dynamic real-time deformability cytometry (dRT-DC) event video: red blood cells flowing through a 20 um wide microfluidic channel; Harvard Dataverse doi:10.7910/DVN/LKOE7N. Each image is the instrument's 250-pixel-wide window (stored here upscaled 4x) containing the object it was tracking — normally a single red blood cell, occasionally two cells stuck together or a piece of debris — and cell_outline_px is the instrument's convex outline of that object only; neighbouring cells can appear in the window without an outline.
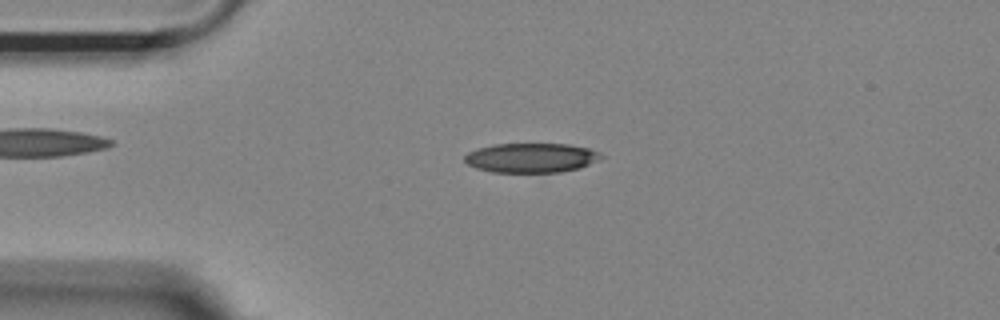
{"species": "Egyptian fruit bat (a non-hibernating species)", "species_latin": "Rousettus aegyptiacus", "temperature_condition": "room temperature", "stored_images_in_passage": 54, "camera_frame_rate_fps": 3000, "um_per_image_px": 0.085, "animal": {"sex": "female"}, "frame": {"image": 1, "passage_image": 13, "time_ms": 4.0, "image_size_px": [1000, 320], "cell_outline_px": [[604, 156], [580, 168], [560, 172], [492, 172], [476, 168], [468, 164], [464, 160], [464, 156], [468, 152], [476, 148], [492, 144], [568, 144], [588, 148], [600, 152]], "centroid_in_image_um": [45.12, 13.41], "position_along_channel_um": 39.9, "area_um2": 23.47}}
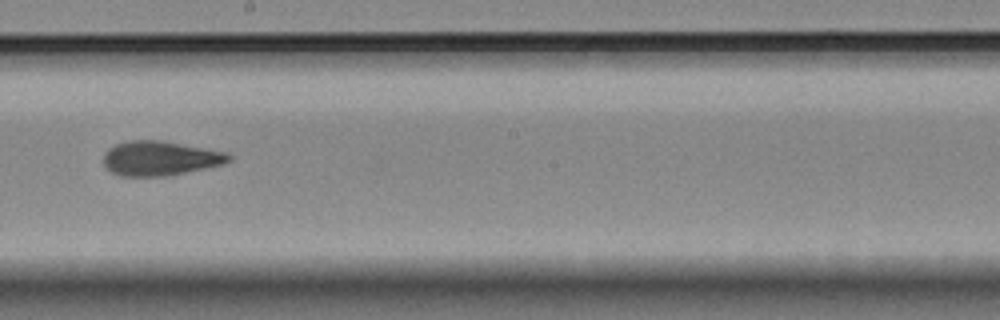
{"frame": {"image": 2, "passage_image": 31, "time_ms": 10.0, "image_size_px": [1000, 320], "cell_outline_px": [[232, 160], [224, 164], [168, 176], [120, 176], [104, 168], [104, 156], [108, 148], [116, 144], [128, 140], [160, 140], [228, 152], [232, 156]], "centroid_in_image_um": [13.62, 13.46], "position_along_channel_um": 234.6, "area_um2": 25.37}}
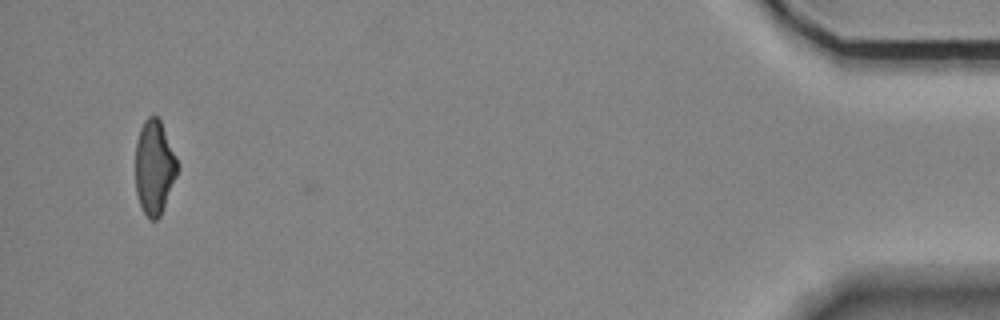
{"frame": {"image": 3, "passage_image": 53, "time_ms": 17.333, "image_size_px": [1000, 320], "cell_outline_px": [[180, 164], [176, 176], [160, 216], [156, 220], [148, 220], [140, 204], [136, 192], [136, 140], [140, 128], [144, 120], [148, 116], [160, 116]], "centroid_in_image_um": [13.14, 14.17], "position_along_channel_um": 422.1, "area_um2": 23.41}, "authors_computed_cell_mechanics": {"area_um2": 24.4783, "velocity_mm_per_s": 3.631, "shape_relaxation_time_tau1_ms": 7.3841, "shape_relaxation_time_tau2_ms": 2.5681, "deformation_change_tau1": 0.2049, "deformation_change_tau2": 0.1005}}